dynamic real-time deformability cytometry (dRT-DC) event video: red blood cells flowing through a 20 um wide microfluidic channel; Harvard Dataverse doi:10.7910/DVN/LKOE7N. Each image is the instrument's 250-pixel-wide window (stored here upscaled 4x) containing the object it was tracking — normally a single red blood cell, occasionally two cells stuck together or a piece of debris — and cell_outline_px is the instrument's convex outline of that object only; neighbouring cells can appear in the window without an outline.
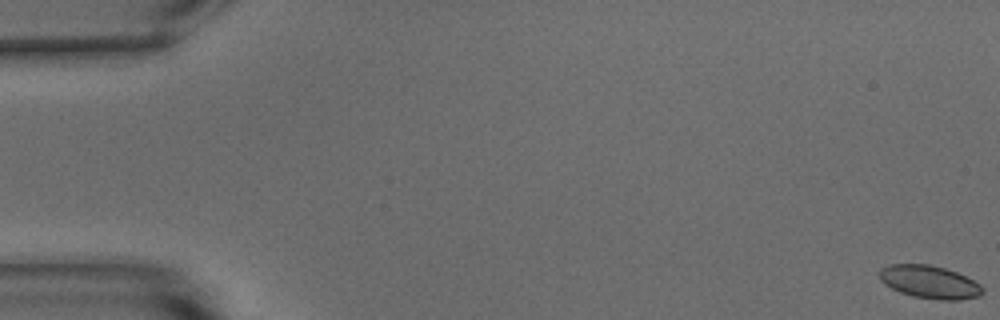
{"species": "common noctule bat (a hibernating species)", "species_latin": "Nyctalus noctula", "temperature_condition": "warm", "stored_images_in_passage": 17, "camera_frame_rate_fps": 3000, "um_per_image_px": 0.085, "animal": {"sex": "male", "body_mass_g": 15.6}, "frame": {"image": 1, "passage_image": 1, "time_ms": 0.0, "image_size_px": [1000, 320], "cell_outline_px": [[984, 292], [980, 296], [960, 300], [940, 300], [912, 296], [900, 292], [884, 284], [880, 280], [880, 268], [888, 264], [928, 264], [944, 268], [956, 272], [980, 284], [984, 288]], "centroid_in_image_um": [79.01, 23.97], "position_along_channel_um": 6.0, "area_um2": 19.83}}
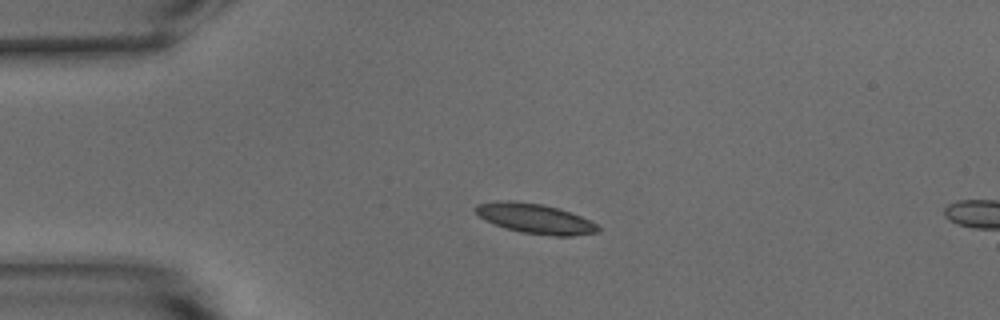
{"frame": {"image": 2, "passage_image": 14, "time_ms": 4.333, "image_size_px": [1000, 320], "cell_outline_px": [[600, 232], [572, 236], [552, 236], [520, 232], [504, 228], [484, 220], [472, 208], [476, 204], [496, 200], [508, 200], [544, 204], [572, 212], [596, 224], [600, 228]], "centroid_in_image_um": [45.45, 18.57], "position_along_channel_um": 39.5, "area_um2": 21.62}}